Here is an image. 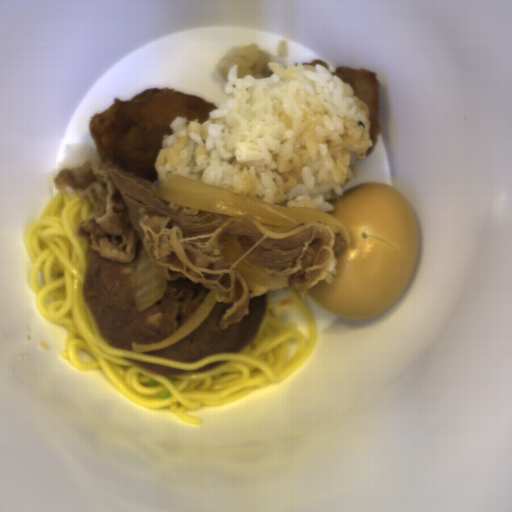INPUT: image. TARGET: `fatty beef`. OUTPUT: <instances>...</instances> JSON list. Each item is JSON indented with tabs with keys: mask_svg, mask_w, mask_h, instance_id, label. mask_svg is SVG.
<instances>
[{
	"mask_svg": "<svg viewBox=\"0 0 512 512\" xmlns=\"http://www.w3.org/2000/svg\"><path fill=\"white\" fill-rule=\"evenodd\" d=\"M53 183L94 204L72 236L90 241L98 256L131 263L141 240L155 275L170 282L187 278L213 290L217 303L232 304L219 329L240 324L250 313V287L236 269L245 257V264L265 274L288 277L303 300L321 281L334 283L336 232L327 224L309 220L273 232L246 214L226 216L157 199L158 186L109 160L59 170Z\"/></svg>",
	"mask_w": 512,
	"mask_h": 512,
	"instance_id": "fatty-beef-1",
	"label": "fatty beef"
}]
</instances>
